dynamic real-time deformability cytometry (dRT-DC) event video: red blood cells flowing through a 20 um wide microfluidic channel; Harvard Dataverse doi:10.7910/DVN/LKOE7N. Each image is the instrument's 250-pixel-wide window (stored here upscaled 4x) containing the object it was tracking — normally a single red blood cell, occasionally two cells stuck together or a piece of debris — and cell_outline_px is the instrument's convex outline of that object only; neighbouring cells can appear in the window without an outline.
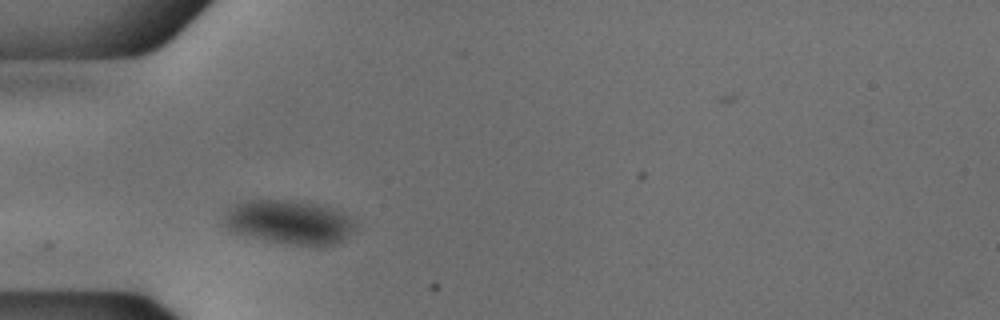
{"species": "common noctule bat (a hibernating species)", "species_latin": "Nyctalus noctula", "temperature_condition": "cold", "stored_images_in_passage": 24, "camera_frame_rate_fps": 3000, "um_per_image_px": 0.085, "animal": {"sex": "male", "body_mass_g": 18.8}, "frame": {"image": 1, "passage_image": 4, "time_ms": 1.0, "image_size_px": [1000, 320], "cell_outline_px": [[356, 224], [344, 240], [336, 244], [288, 244], [240, 236], [232, 232], [220, 220], [224, 212], [228, 208], [236, 204], [248, 200], [288, 200], [312, 204], [344, 212]], "centroid_in_image_um": [24.47, 18.89], "position_along_channel_um": 60.5, "area_um2": 33.52}}
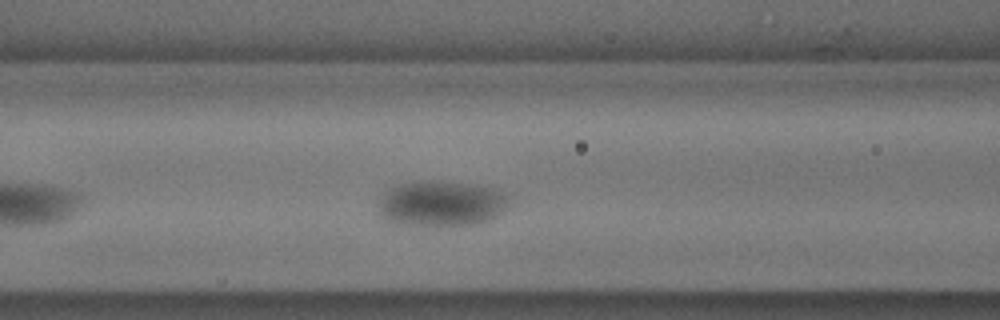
{"frame": {"image": 2, "passage_image": 10, "time_ms": 3.0, "image_size_px": [1000, 320], "cell_outline_px": [[508, 204], [496, 216], [488, 220], [476, 224], [392, 224], [380, 216], [376, 212], [376, 204], [384, 192], [388, 188], [396, 184], [468, 184], [492, 188], [504, 192], [508, 196]], "centroid_in_image_um": [37.43, 17.34], "position_along_channel_um": 129.2, "area_um2": 33.52}}
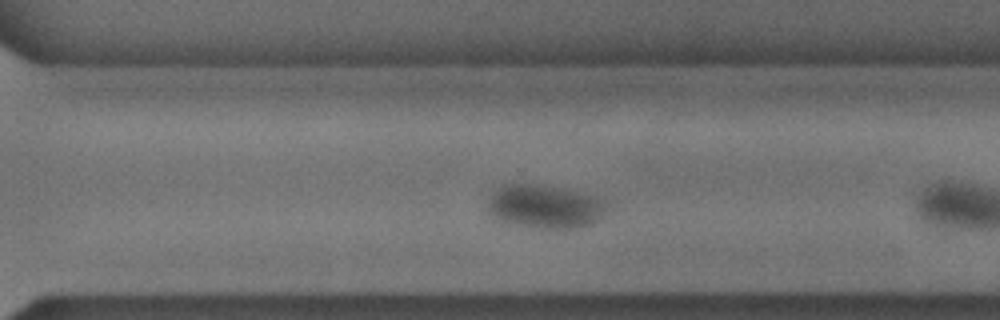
{"frame": {"image": 3, "passage_image": 23, "time_ms": 7.333, "image_size_px": [1000, 320], "cell_outline_px": [[608, 208], [604, 216], [592, 224], [576, 228], [540, 228], [504, 224], [492, 220], [488, 212], [488, 196], [496, 188], [504, 184], [544, 184], [564, 188], [592, 196], [604, 200], [608, 204]], "centroid_in_image_um": [46.25, 17.57], "position_along_channel_um": 324.4, "area_um2": 31.15}}